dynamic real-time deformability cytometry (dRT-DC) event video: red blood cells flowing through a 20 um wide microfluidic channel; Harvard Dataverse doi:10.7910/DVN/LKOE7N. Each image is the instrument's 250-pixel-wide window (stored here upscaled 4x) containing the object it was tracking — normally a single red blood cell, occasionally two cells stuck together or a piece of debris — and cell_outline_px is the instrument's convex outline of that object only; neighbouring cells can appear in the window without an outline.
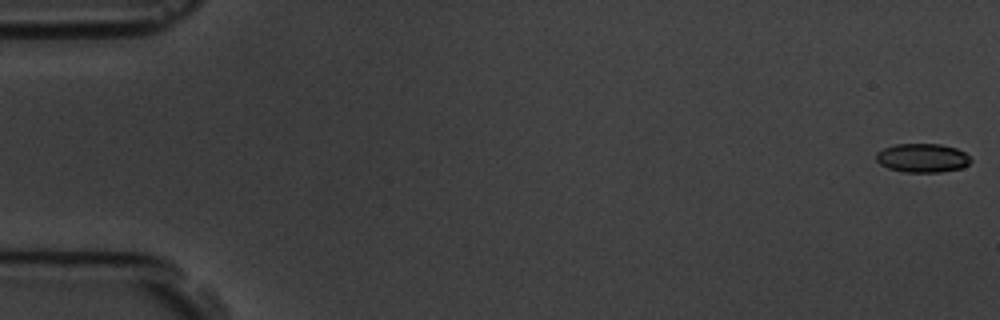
{"species": "common noctule bat (a hibernating species)", "species_latin": "Nyctalus noctula", "temperature_condition": "room temperature", "stored_images_in_passage": 10, "camera_frame_rate_fps": 3000, "um_per_image_px": 0.085, "animal": {"sex": "male", "body_mass_g": 19.5, "forearm_length_mm": 54.6}, "frame": {"image": 1, "passage_image": 1, "time_ms": 0.0, "image_size_px": [1000, 320], "cell_outline_px": [[972, 160], [968, 164], [960, 168], [940, 172], [904, 172], [888, 168], [880, 164], [876, 160], [876, 152], [884, 148], [896, 144], [940, 144], [956, 148], [964, 152]], "centroid_in_image_um": [78.38, 13.42], "position_along_channel_um": 6.6, "area_um2": 15.84}}
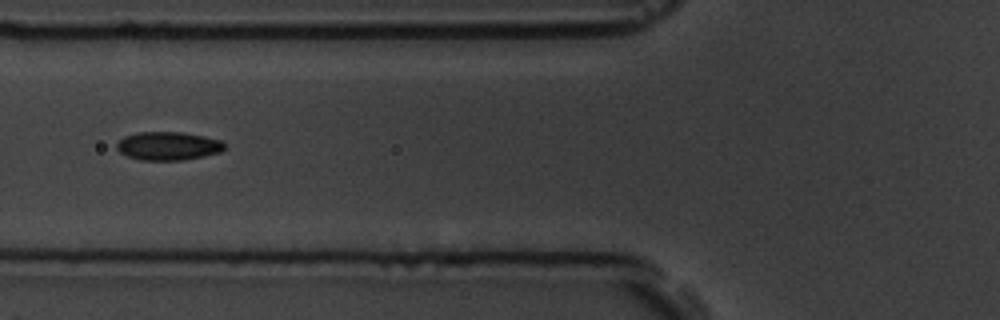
{"frame": {"image": 2, "passage_image": 7, "time_ms": 7.0, "image_size_px": [1000, 320], "cell_outline_px": [[224, 148], [220, 152], [204, 156], [180, 160], [140, 160], [128, 156], [120, 152], [116, 148], [116, 144], [124, 136], [136, 132], [184, 132], [204, 136], [220, 140], [224, 144]], "centroid_in_image_um": [14.27, 12.4], "position_along_channel_um": 111.5, "area_um2": 17.8}}
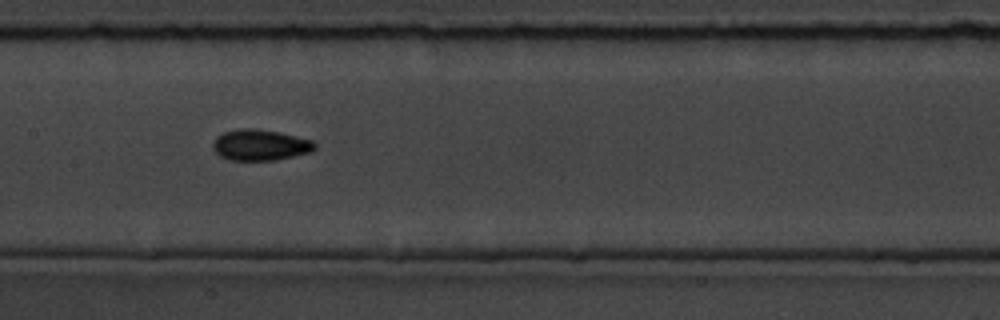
{"frame": {"image": 3, "passage_image": 9, "time_ms": 9.0, "image_size_px": [1000, 320], "cell_outline_px": [[316, 148], [312, 152], [276, 160], [232, 160], [220, 156], [212, 148], [212, 144], [216, 136], [224, 132], [240, 128], [256, 128], [296, 136], [312, 140], [316, 144]], "centroid_in_image_um": [22.12, 12.32], "position_along_channel_um": 185.3, "area_um2": 18.44}}